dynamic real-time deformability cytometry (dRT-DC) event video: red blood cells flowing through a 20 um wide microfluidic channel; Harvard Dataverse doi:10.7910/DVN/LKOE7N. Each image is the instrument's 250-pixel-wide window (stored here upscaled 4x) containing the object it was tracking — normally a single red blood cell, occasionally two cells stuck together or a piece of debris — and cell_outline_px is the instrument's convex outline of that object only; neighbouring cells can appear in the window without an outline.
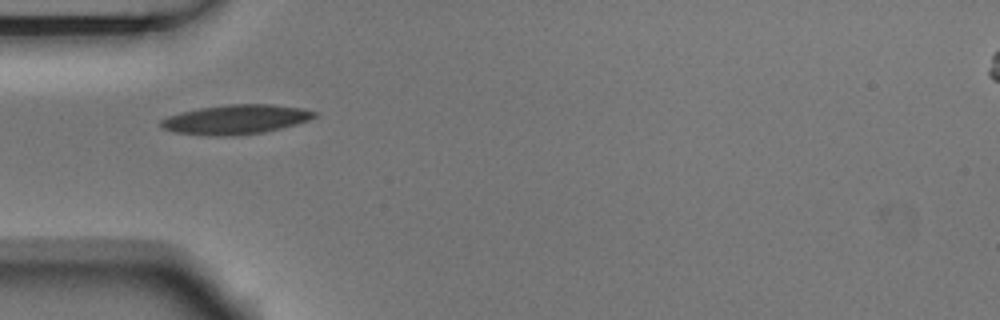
{"species": "Egyptian fruit bat (a non-hibernating species)", "species_latin": "Rousettus aegyptiacus", "temperature_condition": "room temperature", "stored_images_in_passage": 1, "camera_frame_rate_fps": 3000, "um_per_image_px": 0.085, "animal": {"sex": "male"}, "frame": {"image": 1, "passage_image": 1, "time_ms": 0.0, "image_size_px": [1000, 320], "cell_outline_px": [[316, 116], [308, 120], [296, 124], [264, 132], [232, 136], [212, 136], [176, 132], [160, 128], [160, 120], [168, 116], [180, 112], [200, 108], [228, 104], [272, 104], [304, 108], [316, 112]], "centroid_in_image_um": [20.03, 10.15], "position_along_channel_um": 65.0, "area_um2": 26.36}}